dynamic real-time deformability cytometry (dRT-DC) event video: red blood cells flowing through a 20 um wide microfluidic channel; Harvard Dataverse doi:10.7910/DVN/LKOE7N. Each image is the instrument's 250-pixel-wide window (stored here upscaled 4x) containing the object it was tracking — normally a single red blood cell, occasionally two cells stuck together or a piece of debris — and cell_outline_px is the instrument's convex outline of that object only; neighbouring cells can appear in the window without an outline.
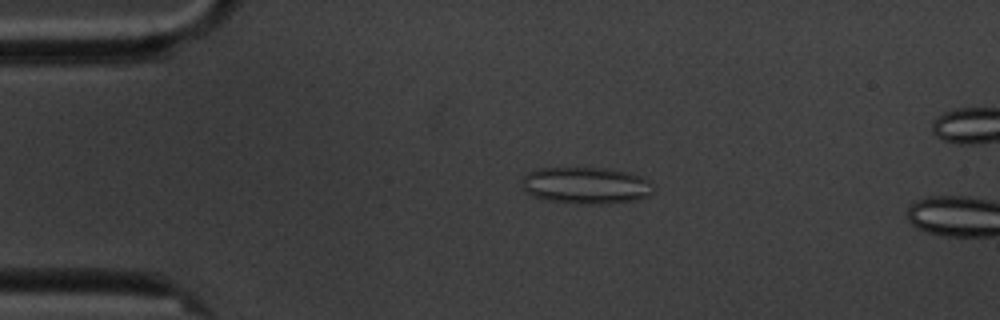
{"species": "common noctule bat (a hibernating species)", "species_latin": "Nyctalus noctula", "temperature_condition": "cold", "stored_images_in_passage": 4, "camera_frame_rate_fps": 3000, "um_per_image_px": 0.085, "animal": {"sex": "male", "body_mass_g": 20.1, "forearm_length_mm": 53.5}, "frame": {"image": 1, "passage_image": 3, "time_ms": 3.333, "image_size_px": [1000, 320], "cell_outline_px": [[656, 188], [648, 196], [636, 200], [608, 204], [580, 204], [548, 200], [532, 196], [524, 188], [524, 176], [528, 172], [536, 168], [608, 168], [628, 172], [640, 176], [648, 180]], "centroid_in_image_um": [49.86, 15.76], "position_along_channel_um": 35.1, "area_um2": 28.26}}